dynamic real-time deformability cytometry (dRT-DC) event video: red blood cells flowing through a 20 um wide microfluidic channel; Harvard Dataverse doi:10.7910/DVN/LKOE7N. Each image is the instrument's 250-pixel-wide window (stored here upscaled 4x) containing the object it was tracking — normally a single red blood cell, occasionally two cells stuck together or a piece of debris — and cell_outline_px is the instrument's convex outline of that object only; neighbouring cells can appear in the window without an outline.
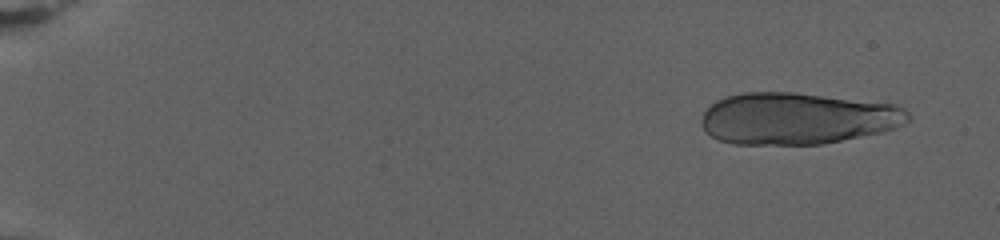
{"species": "human", "species_latin": "Homo sapiens", "temperature_condition": "warm", "stored_images_in_passage": 25, "camera_frame_rate_fps": 3000, "um_per_image_px": 0.085, "donor": {"sex": "female"}, "frame": {"image": 1, "passage_image": 1, "time_ms": 0.0, "image_size_px": [1000, 240], "cell_outline_px": [[912, 120], [904, 124], [884, 132], [820, 144], [736, 144], [720, 140], [704, 132], [700, 124], [700, 120], [704, 112], [716, 100], [728, 96], [744, 92], [796, 92], [896, 104], [904, 108], [912, 116]], "centroid_in_image_um": [67.8, 10.06], "position_along_channel_um": 17.2, "area_um2": 62.71}}